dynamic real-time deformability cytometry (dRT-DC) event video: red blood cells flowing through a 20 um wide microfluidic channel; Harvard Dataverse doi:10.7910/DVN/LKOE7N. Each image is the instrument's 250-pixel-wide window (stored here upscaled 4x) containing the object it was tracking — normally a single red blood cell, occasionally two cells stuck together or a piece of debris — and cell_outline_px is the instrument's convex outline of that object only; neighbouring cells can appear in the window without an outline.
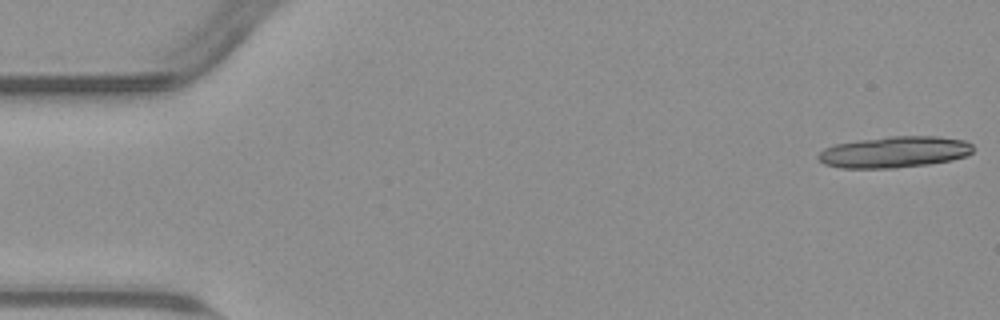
{"species": "common noctule bat (a hibernating species)", "species_latin": "Nyctalus noctula", "temperature_condition": "warm", "stored_images_in_passage": 19, "camera_frame_rate_fps": 3000, "um_per_image_px": 0.085, "animal": {"sex": "male", "body_mass_g": 23.1, "forearm_length_mm": 52.7}, "frame": {"image": 1, "passage_image": 1, "time_ms": 0.0, "image_size_px": [1000, 320], "cell_outline_px": [[972, 152], [964, 156], [952, 160], [928, 164], [896, 168], [840, 168], [824, 164], [816, 156], [824, 148], [836, 144], [860, 140], [888, 136], [936, 136], [964, 140], [972, 144]], "centroid_in_image_um": [76.01, 12.92], "position_along_channel_um": 9.0, "area_um2": 28.21}}